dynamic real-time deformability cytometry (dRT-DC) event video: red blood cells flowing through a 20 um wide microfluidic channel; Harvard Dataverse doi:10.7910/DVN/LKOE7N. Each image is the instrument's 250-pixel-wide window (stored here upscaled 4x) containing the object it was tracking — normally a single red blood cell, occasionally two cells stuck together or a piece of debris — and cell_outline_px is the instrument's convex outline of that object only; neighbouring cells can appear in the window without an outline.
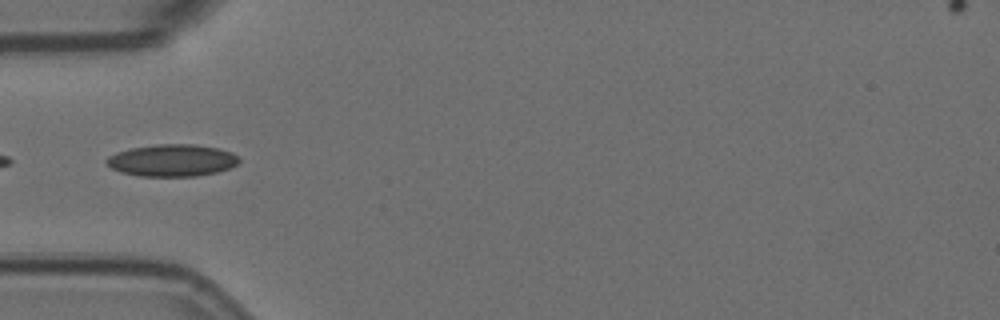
{"species": "Egyptian fruit bat (a non-hibernating species)", "species_latin": "Rousettus aegyptiacus", "temperature_condition": "room temperature", "stored_images_in_passage": 6, "camera_frame_rate_fps": 3000, "um_per_image_px": 0.085, "animal": {"sex": "female"}, "frame": {"image": 1, "passage_image": 4, "time_ms": 1.0, "image_size_px": [1000, 320], "cell_outline_px": [[240, 160], [236, 164], [228, 168], [216, 172], [196, 176], [140, 176], [120, 172], [112, 168], [104, 160], [108, 156], [116, 152], [132, 148], [156, 144], [196, 144], [216, 148], [232, 152], [240, 156]], "centroid_in_image_um": [14.62, 13.62], "position_along_channel_um": 70.4, "area_um2": 24.74}}
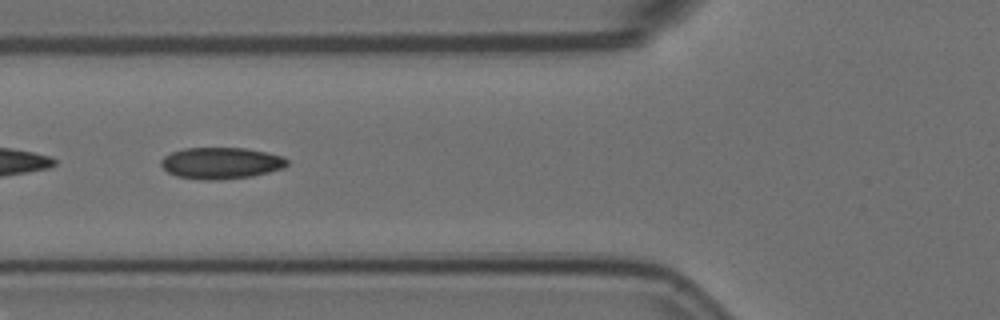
{"frame": {"image": 2, "passage_image": 5, "time_ms": 1.333, "image_size_px": [1000, 320], "cell_outline_px": [[288, 164], [284, 168], [252, 176], [220, 180], [204, 180], [176, 176], [168, 172], [160, 164], [160, 160], [164, 156], [172, 152], [184, 148], [244, 148], [284, 156], [288, 160]], "centroid_in_image_um": [18.78, 13.87], "position_along_channel_um": 107.0, "area_um2": 23.18}}
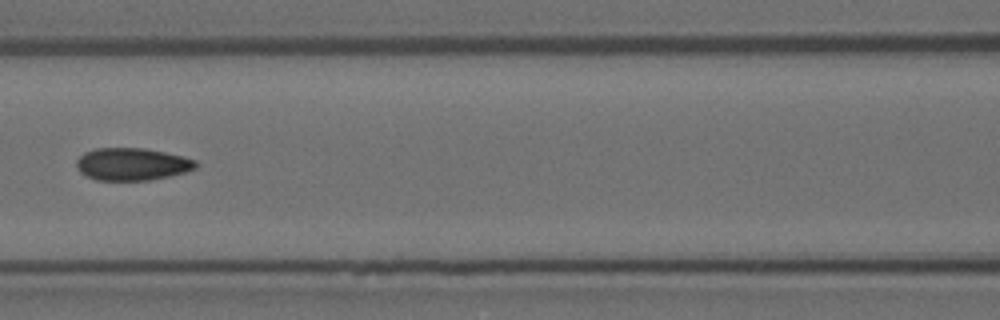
{"frame": {"image": 3, "passage_image": 6, "time_ms": 1.667, "image_size_px": [1000, 320], "cell_outline_px": [[196, 168], [184, 172], [168, 176], [148, 180], [96, 180], [80, 172], [76, 164], [76, 160], [84, 152], [96, 148], [144, 148], [164, 152], [196, 160]], "centroid_in_image_um": [11.19, 13.95], "position_along_channel_um": 155.4, "area_um2": 22.31}}